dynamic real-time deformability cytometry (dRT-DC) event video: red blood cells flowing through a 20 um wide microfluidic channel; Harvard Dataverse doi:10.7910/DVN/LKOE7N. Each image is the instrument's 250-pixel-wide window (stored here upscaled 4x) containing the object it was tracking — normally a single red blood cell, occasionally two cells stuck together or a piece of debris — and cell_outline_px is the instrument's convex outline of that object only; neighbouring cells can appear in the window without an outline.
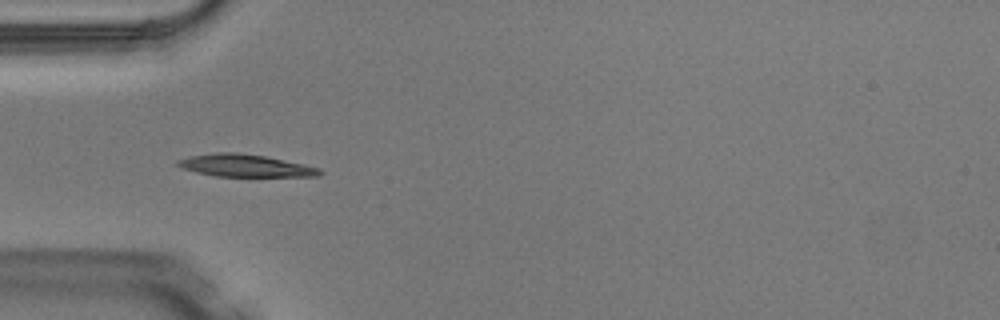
{"species": "Egyptian fruit bat (a non-hibernating species)", "species_latin": "Rousettus aegyptiacus", "temperature_condition": "warm", "stored_images_in_passage": 7, "camera_frame_rate_fps": 3000, "um_per_image_px": 0.085, "animal": {"sex": "male"}, "frame": {"image": 1, "passage_image": 5, "time_ms": 1.333, "image_size_px": [1000, 320], "cell_outline_px": [[324, 172], [320, 176], [216, 176], [196, 172], [180, 168], [176, 164], [176, 160], [192, 156], [216, 152], [236, 152], [264, 156], [304, 164], [320, 168]], "centroid_in_image_um": [20.84, 14.08], "position_along_channel_um": 64.2, "area_um2": 18.44}}